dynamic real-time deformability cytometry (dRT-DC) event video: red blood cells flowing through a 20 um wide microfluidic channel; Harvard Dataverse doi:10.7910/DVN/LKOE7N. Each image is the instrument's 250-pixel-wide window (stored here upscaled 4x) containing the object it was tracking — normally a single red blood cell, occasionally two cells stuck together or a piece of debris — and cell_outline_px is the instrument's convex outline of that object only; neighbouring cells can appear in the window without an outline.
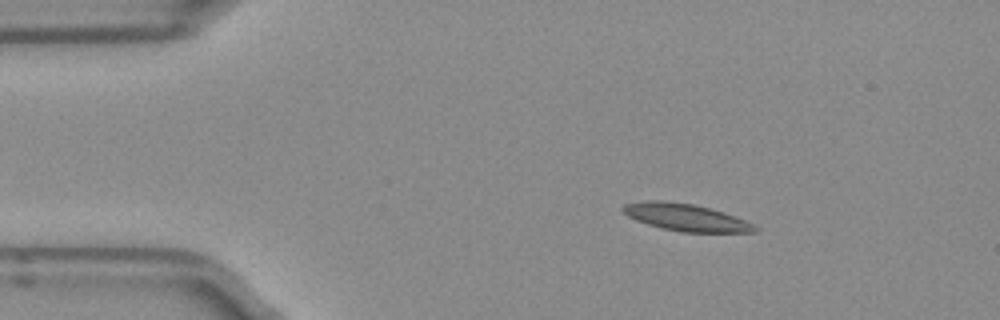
{"species": "Egyptian fruit bat (a non-hibernating species)", "species_latin": "Rousettus aegyptiacus", "temperature_condition": "room temperature", "stored_images_in_passage": 3, "camera_frame_rate_fps": 3000, "um_per_image_px": 0.085, "frame": {"image": 1, "passage_image": 1, "time_ms": 0.0, "image_size_px": [1000, 320], "cell_outline_px": [[760, 228], [756, 232], [680, 232], [660, 228], [636, 220], [628, 216], [620, 208], [624, 204], [652, 200], [660, 200], [692, 204], [724, 212], [744, 220]], "centroid_in_image_um": [58.28, 18.48], "position_along_channel_um": 26.7, "area_um2": 20.69}}